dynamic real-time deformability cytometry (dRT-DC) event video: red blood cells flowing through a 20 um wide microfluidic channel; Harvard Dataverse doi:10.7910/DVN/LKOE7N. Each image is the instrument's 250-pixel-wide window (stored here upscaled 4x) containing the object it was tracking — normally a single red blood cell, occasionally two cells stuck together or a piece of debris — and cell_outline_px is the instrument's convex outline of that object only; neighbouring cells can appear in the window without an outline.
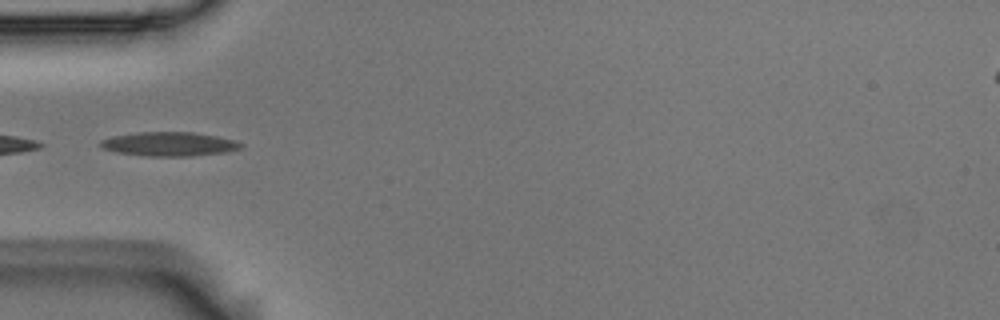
{"species": "Egyptian fruit bat (a non-hibernating species)", "species_latin": "Rousettus aegyptiacus", "temperature_condition": "room temperature", "stored_images_in_passage": 4, "camera_frame_rate_fps": 3000, "um_per_image_px": 0.085, "animal": {"sex": "male"}, "frame": {"image": 1, "passage_image": 4, "time_ms": 1.0, "image_size_px": [1000, 320], "cell_outline_px": [[244, 144], [240, 148], [228, 152], [192, 156], [148, 156], [116, 152], [100, 148], [100, 140], [112, 136], [136, 132], [192, 132], [216, 136], [236, 140]], "centroid_in_image_um": [14.38, 12.24], "position_along_channel_um": 70.6, "area_um2": 19.83}}